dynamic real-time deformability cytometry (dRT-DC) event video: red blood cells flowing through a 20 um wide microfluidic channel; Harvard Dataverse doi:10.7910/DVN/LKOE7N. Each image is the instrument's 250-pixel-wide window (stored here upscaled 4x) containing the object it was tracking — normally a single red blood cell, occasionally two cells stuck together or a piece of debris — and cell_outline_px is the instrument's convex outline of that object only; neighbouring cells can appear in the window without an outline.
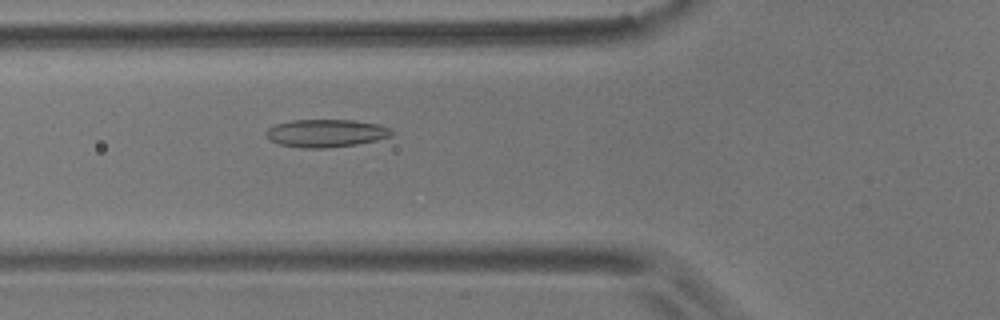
{"species": "common noctule bat (a hibernating species)", "species_latin": "Nyctalus noctula", "temperature_condition": "room temperature", "stored_images_in_passage": 49, "camera_frame_rate_fps": 3000, "um_per_image_px": 0.085, "animal": {"sex": "male", "body_mass_g": 17.9}, "frame": {"image": 1, "passage_image": 13, "time_ms": 4.0, "image_size_px": [1000, 320], "cell_outline_px": [[392, 136], [376, 140], [356, 144], [328, 148], [300, 148], [280, 144], [272, 140], [264, 132], [268, 128], [276, 124], [292, 120], [352, 120], [376, 124], [392, 128]], "centroid_in_image_um": [27.71, 11.32], "position_along_channel_um": 98.1, "area_um2": 20.23}}
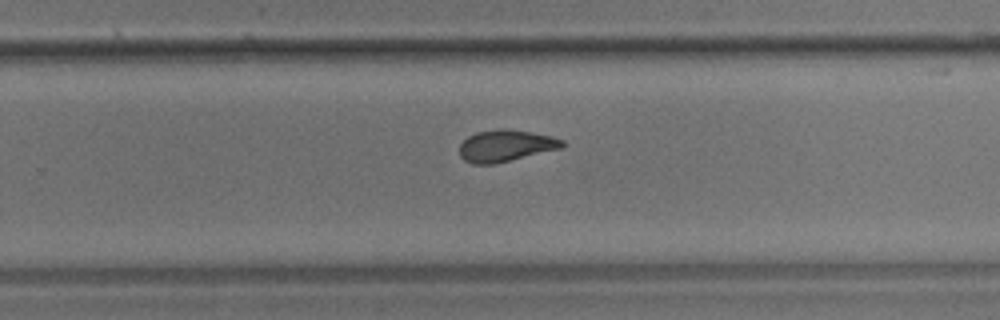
{"frame": {"image": 2, "passage_image": 29, "time_ms": 9.333, "image_size_px": [1000, 320], "cell_outline_px": [[564, 148], [496, 164], [472, 164], [464, 160], [460, 156], [460, 144], [468, 136], [476, 132], [500, 128], [528, 132], [552, 136], [564, 140]], "centroid_in_image_um": [43.0, 12.4], "position_along_channel_um": 286.8, "area_um2": 19.13}}
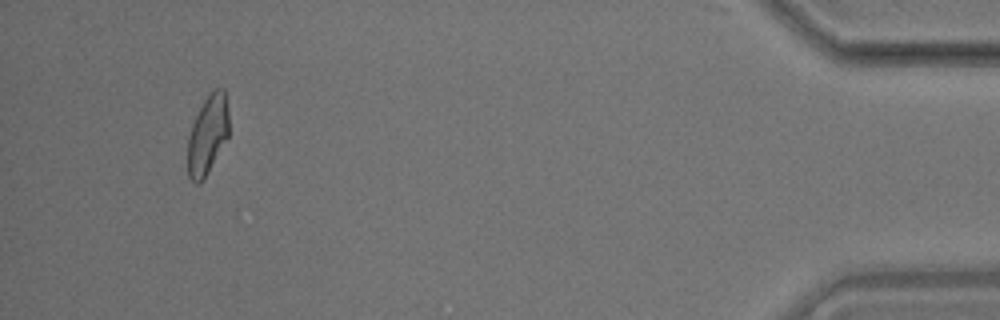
{"frame": {"image": 3, "passage_image": 46, "time_ms": 15.0, "image_size_px": [1000, 320], "cell_outline_px": [[228, 136], [204, 180], [200, 184], [196, 184], [188, 176], [188, 136], [192, 124], [204, 100], [216, 88], [224, 88], [228, 112]], "centroid_in_image_um": [17.64, 11.49], "position_along_channel_um": 417.6, "area_um2": 18.79}, "authors_computed_cell_mechanics": {"area_um2": 19.4786, "velocity_mm_per_s": 3.5368, "shape_relaxation_time_tau1_ms": 7.1463, "shape_relaxation_time_tau2_ms": 1.6934, "deformation_change_tau1": 0.1853, "deformation_change_tau2": 0.0839}}